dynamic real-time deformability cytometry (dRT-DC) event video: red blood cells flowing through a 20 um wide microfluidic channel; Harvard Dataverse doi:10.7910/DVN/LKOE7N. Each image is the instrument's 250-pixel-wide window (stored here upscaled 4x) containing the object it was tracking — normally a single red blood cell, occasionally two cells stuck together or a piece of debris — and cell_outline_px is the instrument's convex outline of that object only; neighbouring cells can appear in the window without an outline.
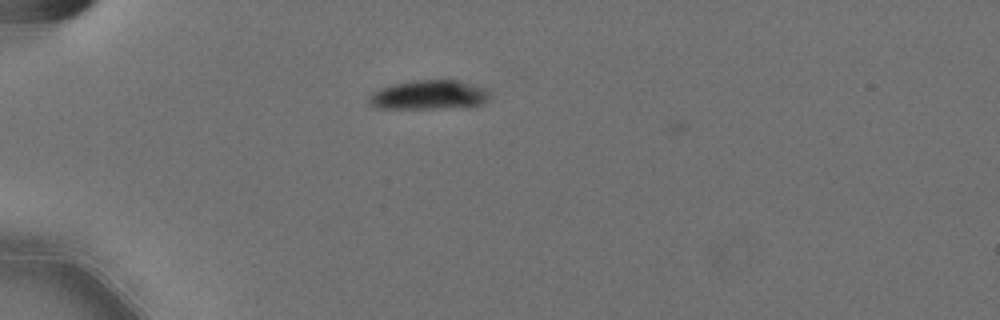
{"species": "Egyptian fruit bat (a non-hibernating species)", "species_latin": "Rousettus aegyptiacus", "temperature_condition": "cold", "stored_images_in_passage": 11, "camera_frame_rate_fps": 3000, "um_per_image_px": 0.085, "animal": {"sex": "female"}, "frame": {"image": 1, "passage_image": 10, "time_ms": 3.0, "image_size_px": [1000, 320], "cell_outline_px": [[492, 96], [484, 104], [472, 108], [376, 108], [368, 104], [368, 96], [372, 92], [380, 88], [392, 84], [416, 80], [460, 80], [484, 88]], "centroid_in_image_um": [36.5, 8.08], "position_along_channel_um": 48.5, "area_um2": 21.1}}